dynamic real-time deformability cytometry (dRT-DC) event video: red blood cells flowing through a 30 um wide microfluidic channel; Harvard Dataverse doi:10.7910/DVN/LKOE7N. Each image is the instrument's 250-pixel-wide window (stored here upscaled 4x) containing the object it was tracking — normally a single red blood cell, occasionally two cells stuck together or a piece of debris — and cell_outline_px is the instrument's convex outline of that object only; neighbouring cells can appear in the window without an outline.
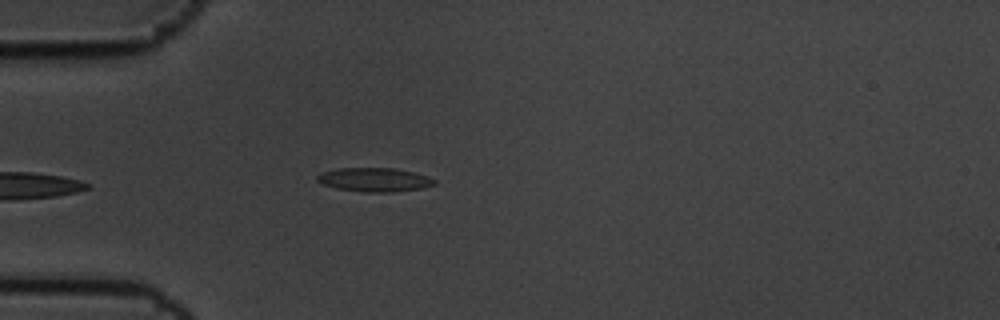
{"species": "common noctule bat (a hibernating species)", "species_latin": "Nyctalus noctula", "temperature_condition": "cold", "stored_images_in_passage": 6, "camera_frame_rate_fps": 3000, "um_per_image_px": 0.085, "animal": {"sex": "male", "body_mass_g": 19.5, "forearm_length_mm": 54.6}, "frame": {"image": 1, "passage_image": 5, "time_ms": 1.333, "image_size_px": [1000, 320], "cell_outline_px": [[436, 184], [424, 188], [392, 192], [364, 192], [336, 188], [324, 184], [316, 180], [316, 176], [320, 172], [340, 168], [396, 168], [428, 176], [436, 180]], "centroid_in_image_um": [31.84, 15.27], "position_along_channel_um": 53.2, "area_um2": 16.36}}